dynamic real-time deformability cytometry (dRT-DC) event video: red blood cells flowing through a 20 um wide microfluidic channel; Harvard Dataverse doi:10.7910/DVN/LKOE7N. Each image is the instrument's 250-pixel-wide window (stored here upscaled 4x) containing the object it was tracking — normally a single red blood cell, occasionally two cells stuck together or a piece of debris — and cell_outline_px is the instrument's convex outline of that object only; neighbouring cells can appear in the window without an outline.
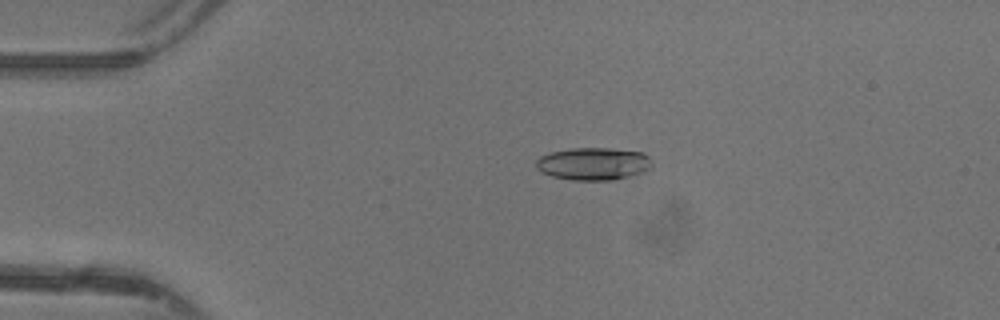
{"species": "common noctule bat (a hibernating species)", "species_latin": "Nyctalus noctula", "temperature_condition": "warm", "stored_images_in_passage": 47, "camera_frame_rate_fps": 3000, "um_per_image_px": 0.085, "animal": {"sex": "female"}, "frame": {"image": 1, "passage_image": 10, "time_ms": 3.0, "image_size_px": [1000, 320], "cell_outline_px": [[652, 164], [644, 172], [612, 180], [572, 180], [552, 176], [540, 172], [536, 168], [536, 160], [540, 156], [552, 152], [572, 148], [608, 148], [644, 152], [652, 160]], "centroid_in_image_um": [50.43, 13.92], "position_along_channel_um": 34.6, "area_um2": 22.02}}
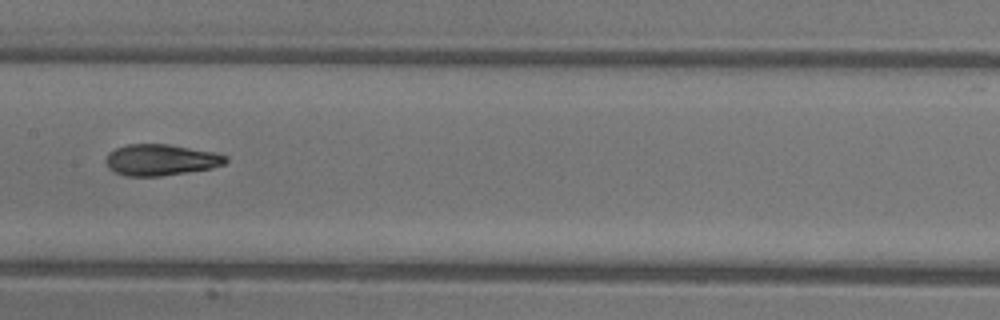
{"frame": {"image": 2, "passage_image": 24, "time_ms": 7.667, "image_size_px": [1000, 320], "cell_outline_px": [[228, 160], [224, 164], [212, 168], [160, 176], [128, 176], [116, 172], [108, 168], [104, 160], [108, 152], [116, 148], [128, 144], [168, 144], [220, 152], [228, 156]], "centroid_in_image_um": [13.7, 13.57], "position_along_channel_um": 193.7, "area_um2": 22.08}}
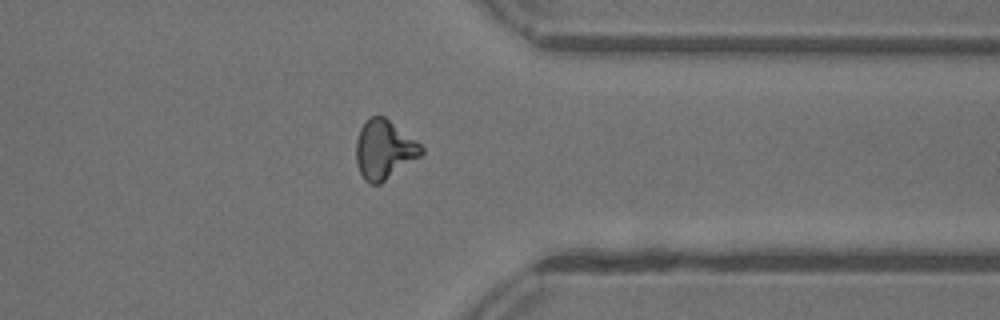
{"frame": {"image": 3, "passage_image": 37, "time_ms": 12.0, "image_size_px": [1000, 320], "cell_outline_px": [[424, 152], [420, 156], [380, 184], [372, 184], [364, 180], [356, 164], [356, 140], [360, 128], [372, 116], [384, 116], [420, 144], [424, 148]], "centroid_in_image_um": [32.63, 12.73], "position_along_channel_um": 378.8, "area_um2": 22.14}, "authors_computed_cell_mechanics": {"area_um2": 21.7906, "velocity_mm_per_s": 4.4125, "shape_relaxation_time_tau1_ms": 5.5823, "shape_relaxation_time_tau2_ms": 2.5126, "deformation_change_tau1": 0.22, "deformation_change_tau2": 0.0988}}